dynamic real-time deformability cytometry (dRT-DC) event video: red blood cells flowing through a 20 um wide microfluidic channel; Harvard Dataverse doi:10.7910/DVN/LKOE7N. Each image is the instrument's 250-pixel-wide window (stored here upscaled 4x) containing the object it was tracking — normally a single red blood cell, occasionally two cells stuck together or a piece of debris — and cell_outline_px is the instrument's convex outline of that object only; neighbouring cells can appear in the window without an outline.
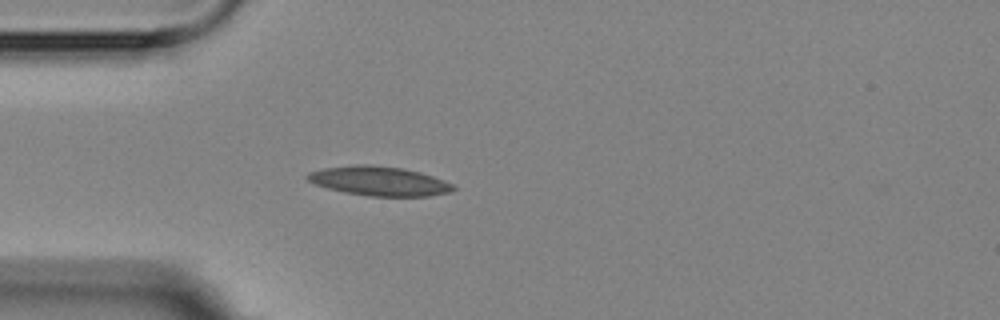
{"species": "Egyptian fruit bat (a non-hibernating species)", "species_latin": "Rousettus aegyptiacus", "temperature_condition": "room temperature", "stored_images_in_passage": 5, "camera_frame_rate_fps": 3000, "um_per_image_px": 0.085, "animal": {"sex": "female"}, "frame": {"image": 1, "passage_image": 5, "time_ms": 4.667, "image_size_px": [1000, 320], "cell_outline_px": [[456, 188], [452, 192], [428, 196], [368, 196], [344, 192], [328, 188], [316, 184], [308, 180], [304, 176], [308, 172], [324, 168], [352, 164], [372, 164], [404, 168], [420, 172], [444, 180], [452, 184]], "centroid_in_image_um": [32.22, 15.38], "position_along_channel_um": 52.8, "area_um2": 25.09}}